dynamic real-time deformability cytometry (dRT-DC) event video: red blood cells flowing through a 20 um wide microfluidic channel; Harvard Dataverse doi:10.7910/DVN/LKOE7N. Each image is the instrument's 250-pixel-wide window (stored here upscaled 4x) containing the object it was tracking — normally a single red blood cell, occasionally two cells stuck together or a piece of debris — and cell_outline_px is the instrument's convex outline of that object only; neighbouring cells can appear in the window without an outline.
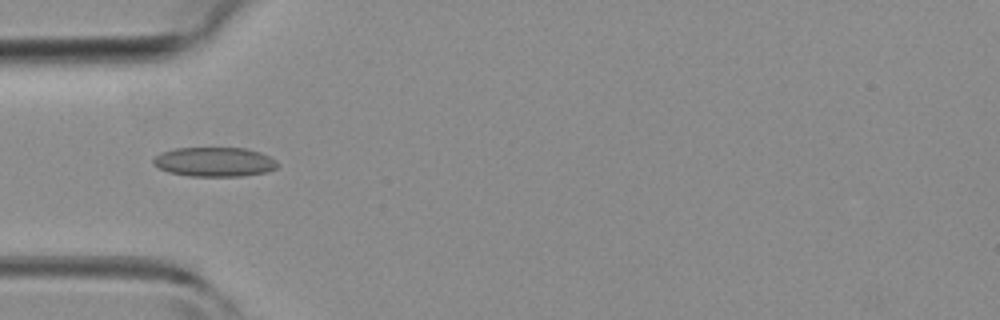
{"species": "common noctule bat (a hibernating species)", "species_latin": "Nyctalus noctula", "temperature_condition": "room temperature", "stored_images_in_passage": 4, "camera_frame_rate_fps": 3000, "um_per_image_px": 0.085, "animal": {"sex": "female", "body_mass_g": 19.3, "forearm_length_mm": 54.1}, "frame": {"image": 1, "passage_image": 4, "time_ms": 3.667, "image_size_px": [1000, 320], "cell_outline_px": [[280, 164], [276, 168], [268, 172], [240, 176], [188, 176], [168, 172], [152, 164], [152, 160], [160, 152], [176, 148], [244, 148], [260, 152], [276, 160]], "centroid_in_image_um": [18.23, 13.76], "position_along_channel_um": 66.8, "area_um2": 21.39}}